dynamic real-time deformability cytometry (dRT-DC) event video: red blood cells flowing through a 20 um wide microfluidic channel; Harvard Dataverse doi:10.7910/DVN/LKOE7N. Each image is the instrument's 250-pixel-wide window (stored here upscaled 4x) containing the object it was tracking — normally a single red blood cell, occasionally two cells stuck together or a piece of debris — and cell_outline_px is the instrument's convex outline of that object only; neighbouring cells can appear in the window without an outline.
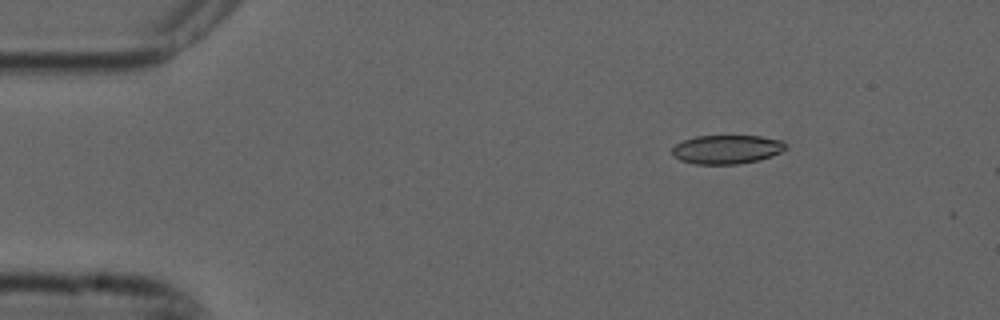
{"species": "common noctule bat (a hibernating species)", "species_latin": "Nyctalus noctula", "temperature_condition": "cold", "stored_images_in_passage": 6, "camera_frame_rate_fps": 3000, "um_per_image_px": 0.085, "animal": {"sex": "male", "forearm_length_mm": 52.5}, "frame": {"image": 1, "passage_image": 3, "time_ms": 0.667, "image_size_px": [1000, 320], "cell_outline_px": [[788, 148], [772, 156], [760, 160], [736, 164], [696, 164], [680, 160], [672, 156], [672, 148], [676, 144], [684, 140], [696, 136], [760, 136], [784, 140], [788, 144]], "centroid_in_image_um": [61.82, 12.69], "position_along_channel_um": 23.2, "area_um2": 19.31}}
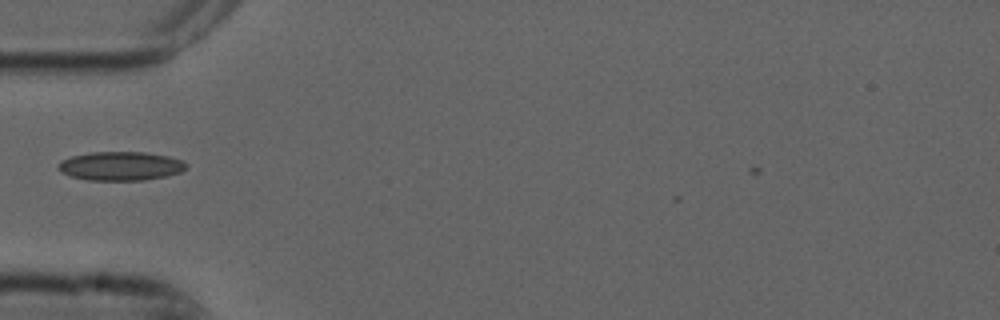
{"frame": {"image": 2, "passage_image": 6, "time_ms": 1.667, "image_size_px": [1000, 320], "cell_outline_px": [[188, 164], [180, 172], [164, 176], [144, 180], [88, 180], [72, 176], [60, 172], [56, 164], [60, 160], [72, 156], [92, 152], [144, 152], [168, 156], [184, 160]], "centroid_in_image_um": [10.23, 14.1], "position_along_channel_um": 74.8, "area_um2": 21.5}}